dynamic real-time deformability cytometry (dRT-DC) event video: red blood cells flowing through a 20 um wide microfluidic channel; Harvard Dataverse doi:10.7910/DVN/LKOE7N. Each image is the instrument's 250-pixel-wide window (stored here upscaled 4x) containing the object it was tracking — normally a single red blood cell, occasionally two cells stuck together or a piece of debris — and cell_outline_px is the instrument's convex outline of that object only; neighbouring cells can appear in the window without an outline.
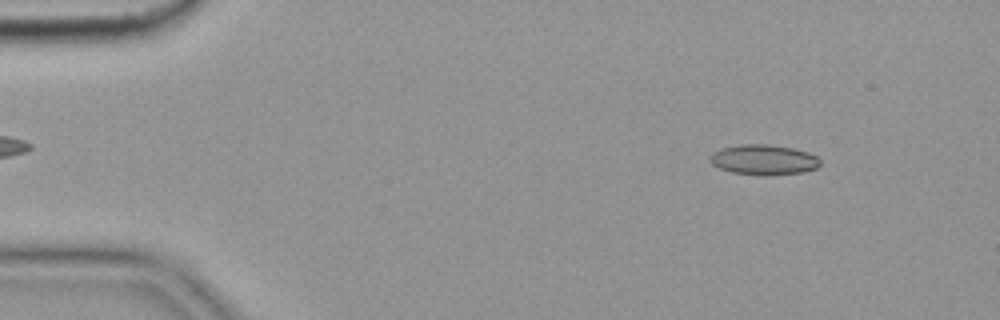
{"species": "common noctule bat (a hibernating species)", "species_latin": "Nyctalus noctula", "temperature_condition": "cold", "stored_images_in_passage": 13, "camera_frame_rate_fps": 3000, "um_per_image_px": 0.085, "animal": {"sex": "female", "body_mass_g": 19.9}, "frame": {"image": 1, "passage_image": 6, "time_ms": 1.667, "image_size_px": [1000, 320], "cell_outline_px": [[820, 164], [816, 168], [804, 172], [764, 176], [732, 172], [720, 168], [712, 164], [712, 152], [720, 148], [740, 144], [768, 144], [792, 148], [808, 152], [816, 156], [820, 160]], "centroid_in_image_um": [64.93, 13.58], "position_along_channel_um": 20.1, "area_um2": 19.36}}